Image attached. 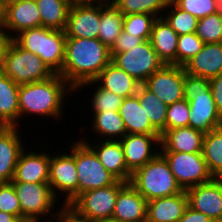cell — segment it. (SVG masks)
Listing matches in <instances>:
<instances>
[{
    "instance_id": "obj_1",
    "label": "cell",
    "mask_w": 222,
    "mask_h": 222,
    "mask_svg": "<svg viewBox=\"0 0 222 222\" xmlns=\"http://www.w3.org/2000/svg\"><path fill=\"white\" fill-rule=\"evenodd\" d=\"M110 49L98 38L66 37L65 60L61 75L75 90L94 81L111 62Z\"/></svg>"
},
{
    "instance_id": "obj_2",
    "label": "cell",
    "mask_w": 222,
    "mask_h": 222,
    "mask_svg": "<svg viewBox=\"0 0 222 222\" xmlns=\"http://www.w3.org/2000/svg\"><path fill=\"white\" fill-rule=\"evenodd\" d=\"M76 91L61 75L19 86V119L35 114L58 119L63 115L65 95ZM69 92V93H68Z\"/></svg>"
},
{
    "instance_id": "obj_3",
    "label": "cell",
    "mask_w": 222,
    "mask_h": 222,
    "mask_svg": "<svg viewBox=\"0 0 222 222\" xmlns=\"http://www.w3.org/2000/svg\"><path fill=\"white\" fill-rule=\"evenodd\" d=\"M183 94L189 102L191 128L206 134L222 127V117L217 111L209 79L185 73Z\"/></svg>"
},
{
    "instance_id": "obj_4",
    "label": "cell",
    "mask_w": 222,
    "mask_h": 222,
    "mask_svg": "<svg viewBox=\"0 0 222 222\" xmlns=\"http://www.w3.org/2000/svg\"><path fill=\"white\" fill-rule=\"evenodd\" d=\"M13 40L21 48L38 56L55 74L62 70L65 60L64 31L41 26L24 30Z\"/></svg>"
},
{
    "instance_id": "obj_5",
    "label": "cell",
    "mask_w": 222,
    "mask_h": 222,
    "mask_svg": "<svg viewBox=\"0 0 222 222\" xmlns=\"http://www.w3.org/2000/svg\"><path fill=\"white\" fill-rule=\"evenodd\" d=\"M147 201L181 193L169 163L159 153L146 165L137 169L129 182Z\"/></svg>"
},
{
    "instance_id": "obj_6",
    "label": "cell",
    "mask_w": 222,
    "mask_h": 222,
    "mask_svg": "<svg viewBox=\"0 0 222 222\" xmlns=\"http://www.w3.org/2000/svg\"><path fill=\"white\" fill-rule=\"evenodd\" d=\"M3 73L18 85L47 80L55 73L38 56L12 40Z\"/></svg>"
},
{
    "instance_id": "obj_7",
    "label": "cell",
    "mask_w": 222,
    "mask_h": 222,
    "mask_svg": "<svg viewBox=\"0 0 222 222\" xmlns=\"http://www.w3.org/2000/svg\"><path fill=\"white\" fill-rule=\"evenodd\" d=\"M75 164L78 172V196L88 190L115 184L118 179L100 163L93 149L84 141H75Z\"/></svg>"
},
{
    "instance_id": "obj_8",
    "label": "cell",
    "mask_w": 222,
    "mask_h": 222,
    "mask_svg": "<svg viewBox=\"0 0 222 222\" xmlns=\"http://www.w3.org/2000/svg\"><path fill=\"white\" fill-rule=\"evenodd\" d=\"M125 184L118 180L111 186L85 191L68 207L79 217L90 221L112 217L119 190Z\"/></svg>"
},
{
    "instance_id": "obj_9",
    "label": "cell",
    "mask_w": 222,
    "mask_h": 222,
    "mask_svg": "<svg viewBox=\"0 0 222 222\" xmlns=\"http://www.w3.org/2000/svg\"><path fill=\"white\" fill-rule=\"evenodd\" d=\"M11 183L20 202L21 218L28 222H39L40 217L51 215L58 199L49 183Z\"/></svg>"
},
{
    "instance_id": "obj_10",
    "label": "cell",
    "mask_w": 222,
    "mask_h": 222,
    "mask_svg": "<svg viewBox=\"0 0 222 222\" xmlns=\"http://www.w3.org/2000/svg\"><path fill=\"white\" fill-rule=\"evenodd\" d=\"M111 62L141 84L164 65L149 40L128 51L114 54Z\"/></svg>"
},
{
    "instance_id": "obj_11",
    "label": "cell",
    "mask_w": 222,
    "mask_h": 222,
    "mask_svg": "<svg viewBox=\"0 0 222 222\" xmlns=\"http://www.w3.org/2000/svg\"><path fill=\"white\" fill-rule=\"evenodd\" d=\"M182 190L213 179L202 153L160 152Z\"/></svg>"
},
{
    "instance_id": "obj_12",
    "label": "cell",
    "mask_w": 222,
    "mask_h": 222,
    "mask_svg": "<svg viewBox=\"0 0 222 222\" xmlns=\"http://www.w3.org/2000/svg\"><path fill=\"white\" fill-rule=\"evenodd\" d=\"M48 183L57 197L64 193L63 206H69L78 197V172L75 164V142L69 154L63 152L50 158Z\"/></svg>"
},
{
    "instance_id": "obj_13",
    "label": "cell",
    "mask_w": 222,
    "mask_h": 222,
    "mask_svg": "<svg viewBox=\"0 0 222 222\" xmlns=\"http://www.w3.org/2000/svg\"><path fill=\"white\" fill-rule=\"evenodd\" d=\"M184 66L164 64L154 72L143 85L164 104L170 105L184 99Z\"/></svg>"
},
{
    "instance_id": "obj_14",
    "label": "cell",
    "mask_w": 222,
    "mask_h": 222,
    "mask_svg": "<svg viewBox=\"0 0 222 222\" xmlns=\"http://www.w3.org/2000/svg\"><path fill=\"white\" fill-rule=\"evenodd\" d=\"M188 206L209 217L222 219V178L199 184L185 190Z\"/></svg>"
},
{
    "instance_id": "obj_15",
    "label": "cell",
    "mask_w": 222,
    "mask_h": 222,
    "mask_svg": "<svg viewBox=\"0 0 222 222\" xmlns=\"http://www.w3.org/2000/svg\"><path fill=\"white\" fill-rule=\"evenodd\" d=\"M1 26L6 29L11 38L24 30L41 27V18L36 1H4Z\"/></svg>"
},
{
    "instance_id": "obj_16",
    "label": "cell",
    "mask_w": 222,
    "mask_h": 222,
    "mask_svg": "<svg viewBox=\"0 0 222 222\" xmlns=\"http://www.w3.org/2000/svg\"><path fill=\"white\" fill-rule=\"evenodd\" d=\"M160 137L161 135L126 134L120 140L126 166L132 174L160 153V148L155 147H160Z\"/></svg>"
},
{
    "instance_id": "obj_17",
    "label": "cell",
    "mask_w": 222,
    "mask_h": 222,
    "mask_svg": "<svg viewBox=\"0 0 222 222\" xmlns=\"http://www.w3.org/2000/svg\"><path fill=\"white\" fill-rule=\"evenodd\" d=\"M100 4L71 5L64 30L66 37L98 38Z\"/></svg>"
},
{
    "instance_id": "obj_18",
    "label": "cell",
    "mask_w": 222,
    "mask_h": 222,
    "mask_svg": "<svg viewBox=\"0 0 222 222\" xmlns=\"http://www.w3.org/2000/svg\"><path fill=\"white\" fill-rule=\"evenodd\" d=\"M50 158L47 153L25 152L20 153L11 182L48 183Z\"/></svg>"
},
{
    "instance_id": "obj_19",
    "label": "cell",
    "mask_w": 222,
    "mask_h": 222,
    "mask_svg": "<svg viewBox=\"0 0 222 222\" xmlns=\"http://www.w3.org/2000/svg\"><path fill=\"white\" fill-rule=\"evenodd\" d=\"M17 126L0 130V183L11 182L20 153L25 149Z\"/></svg>"
},
{
    "instance_id": "obj_20",
    "label": "cell",
    "mask_w": 222,
    "mask_h": 222,
    "mask_svg": "<svg viewBox=\"0 0 222 222\" xmlns=\"http://www.w3.org/2000/svg\"><path fill=\"white\" fill-rule=\"evenodd\" d=\"M82 141L86 142L98 156L100 163L118 180L129 183L132 173L128 170L125 159L124 150L120 141L116 140H102L96 145L88 143L84 138Z\"/></svg>"
},
{
    "instance_id": "obj_21",
    "label": "cell",
    "mask_w": 222,
    "mask_h": 222,
    "mask_svg": "<svg viewBox=\"0 0 222 222\" xmlns=\"http://www.w3.org/2000/svg\"><path fill=\"white\" fill-rule=\"evenodd\" d=\"M147 202L130 183H126L119 190L112 217L120 222H146Z\"/></svg>"
},
{
    "instance_id": "obj_22",
    "label": "cell",
    "mask_w": 222,
    "mask_h": 222,
    "mask_svg": "<svg viewBox=\"0 0 222 222\" xmlns=\"http://www.w3.org/2000/svg\"><path fill=\"white\" fill-rule=\"evenodd\" d=\"M96 83H100L99 86L101 88L122 98L136 95L139 86L141 85L136 79L128 75L124 70L117 67L112 62L100 72L99 76L94 81H88L81 84L77 90L79 88L82 89L83 86H89L90 84L95 85Z\"/></svg>"
},
{
    "instance_id": "obj_23",
    "label": "cell",
    "mask_w": 222,
    "mask_h": 222,
    "mask_svg": "<svg viewBox=\"0 0 222 222\" xmlns=\"http://www.w3.org/2000/svg\"><path fill=\"white\" fill-rule=\"evenodd\" d=\"M204 135L190 126L165 130L160 137V152L202 153Z\"/></svg>"
},
{
    "instance_id": "obj_24",
    "label": "cell",
    "mask_w": 222,
    "mask_h": 222,
    "mask_svg": "<svg viewBox=\"0 0 222 222\" xmlns=\"http://www.w3.org/2000/svg\"><path fill=\"white\" fill-rule=\"evenodd\" d=\"M186 73L212 79L222 73V42L204 43L201 51L184 65Z\"/></svg>"
},
{
    "instance_id": "obj_25",
    "label": "cell",
    "mask_w": 222,
    "mask_h": 222,
    "mask_svg": "<svg viewBox=\"0 0 222 222\" xmlns=\"http://www.w3.org/2000/svg\"><path fill=\"white\" fill-rule=\"evenodd\" d=\"M187 207L185 190L179 194L150 200L147 202L146 222H178Z\"/></svg>"
},
{
    "instance_id": "obj_26",
    "label": "cell",
    "mask_w": 222,
    "mask_h": 222,
    "mask_svg": "<svg viewBox=\"0 0 222 222\" xmlns=\"http://www.w3.org/2000/svg\"><path fill=\"white\" fill-rule=\"evenodd\" d=\"M178 37L163 17H157L149 41L158 58L166 65H177Z\"/></svg>"
},
{
    "instance_id": "obj_27",
    "label": "cell",
    "mask_w": 222,
    "mask_h": 222,
    "mask_svg": "<svg viewBox=\"0 0 222 222\" xmlns=\"http://www.w3.org/2000/svg\"><path fill=\"white\" fill-rule=\"evenodd\" d=\"M118 112L124 122L126 134L161 135L151 125L137 95L124 98Z\"/></svg>"
},
{
    "instance_id": "obj_28",
    "label": "cell",
    "mask_w": 222,
    "mask_h": 222,
    "mask_svg": "<svg viewBox=\"0 0 222 222\" xmlns=\"http://www.w3.org/2000/svg\"><path fill=\"white\" fill-rule=\"evenodd\" d=\"M19 86L4 73H0V121L4 126L20 127Z\"/></svg>"
},
{
    "instance_id": "obj_29",
    "label": "cell",
    "mask_w": 222,
    "mask_h": 222,
    "mask_svg": "<svg viewBox=\"0 0 222 222\" xmlns=\"http://www.w3.org/2000/svg\"><path fill=\"white\" fill-rule=\"evenodd\" d=\"M124 15L113 5L100 4L98 39L109 49L123 31Z\"/></svg>"
},
{
    "instance_id": "obj_30",
    "label": "cell",
    "mask_w": 222,
    "mask_h": 222,
    "mask_svg": "<svg viewBox=\"0 0 222 222\" xmlns=\"http://www.w3.org/2000/svg\"><path fill=\"white\" fill-rule=\"evenodd\" d=\"M39 9L41 26L64 31L71 4L68 0H35Z\"/></svg>"
},
{
    "instance_id": "obj_31",
    "label": "cell",
    "mask_w": 222,
    "mask_h": 222,
    "mask_svg": "<svg viewBox=\"0 0 222 222\" xmlns=\"http://www.w3.org/2000/svg\"><path fill=\"white\" fill-rule=\"evenodd\" d=\"M92 130L104 140L120 141L126 135L124 122L118 111L93 112ZM106 138V139H105Z\"/></svg>"
},
{
    "instance_id": "obj_32",
    "label": "cell",
    "mask_w": 222,
    "mask_h": 222,
    "mask_svg": "<svg viewBox=\"0 0 222 222\" xmlns=\"http://www.w3.org/2000/svg\"><path fill=\"white\" fill-rule=\"evenodd\" d=\"M140 105L149 117L151 125L162 134L165 131V121L168 105L164 104L154 93L147 89L143 84L139 86L136 93Z\"/></svg>"
},
{
    "instance_id": "obj_33",
    "label": "cell",
    "mask_w": 222,
    "mask_h": 222,
    "mask_svg": "<svg viewBox=\"0 0 222 222\" xmlns=\"http://www.w3.org/2000/svg\"><path fill=\"white\" fill-rule=\"evenodd\" d=\"M202 155L213 178H222V127L204 135Z\"/></svg>"
},
{
    "instance_id": "obj_34",
    "label": "cell",
    "mask_w": 222,
    "mask_h": 222,
    "mask_svg": "<svg viewBox=\"0 0 222 222\" xmlns=\"http://www.w3.org/2000/svg\"><path fill=\"white\" fill-rule=\"evenodd\" d=\"M169 1L170 0H117L113 5L123 15L146 13L162 17L163 15H160V13L167 8Z\"/></svg>"
},
{
    "instance_id": "obj_35",
    "label": "cell",
    "mask_w": 222,
    "mask_h": 222,
    "mask_svg": "<svg viewBox=\"0 0 222 222\" xmlns=\"http://www.w3.org/2000/svg\"><path fill=\"white\" fill-rule=\"evenodd\" d=\"M166 9L168 13H166V17L165 15L162 17L179 36L196 32L198 18L182 11L172 1H169Z\"/></svg>"
},
{
    "instance_id": "obj_36",
    "label": "cell",
    "mask_w": 222,
    "mask_h": 222,
    "mask_svg": "<svg viewBox=\"0 0 222 222\" xmlns=\"http://www.w3.org/2000/svg\"><path fill=\"white\" fill-rule=\"evenodd\" d=\"M204 43L222 42V9L198 19L196 32Z\"/></svg>"
},
{
    "instance_id": "obj_37",
    "label": "cell",
    "mask_w": 222,
    "mask_h": 222,
    "mask_svg": "<svg viewBox=\"0 0 222 222\" xmlns=\"http://www.w3.org/2000/svg\"><path fill=\"white\" fill-rule=\"evenodd\" d=\"M157 16L146 13L124 15L123 31L149 40Z\"/></svg>"
},
{
    "instance_id": "obj_38",
    "label": "cell",
    "mask_w": 222,
    "mask_h": 222,
    "mask_svg": "<svg viewBox=\"0 0 222 222\" xmlns=\"http://www.w3.org/2000/svg\"><path fill=\"white\" fill-rule=\"evenodd\" d=\"M179 9L200 19L222 9L218 0H171Z\"/></svg>"
},
{
    "instance_id": "obj_39",
    "label": "cell",
    "mask_w": 222,
    "mask_h": 222,
    "mask_svg": "<svg viewBox=\"0 0 222 222\" xmlns=\"http://www.w3.org/2000/svg\"><path fill=\"white\" fill-rule=\"evenodd\" d=\"M203 46L204 42L196 33L180 35L177 42V65L184 66Z\"/></svg>"
},
{
    "instance_id": "obj_40",
    "label": "cell",
    "mask_w": 222,
    "mask_h": 222,
    "mask_svg": "<svg viewBox=\"0 0 222 222\" xmlns=\"http://www.w3.org/2000/svg\"><path fill=\"white\" fill-rule=\"evenodd\" d=\"M189 102L185 99L168 105L165 130L189 126Z\"/></svg>"
},
{
    "instance_id": "obj_41",
    "label": "cell",
    "mask_w": 222,
    "mask_h": 222,
    "mask_svg": "<svg viewBox=\"0 0 222 222\" xmlns=\"http://www.w3.org/2000/svg\"><path fill=\"white\" fill-rule=\"evenodd\" d=\"M96 87V91L94 94L92 93L91 99V109L93 112H102V111H118L119 107L121 106L123 99L116 94L106 91L105 89L101 88L99 84Z\"/></svg>"
},
{
    "instance_id": "obj_42",
    "label": "cell",
    "mask_w": 222,
    "mask_h": 222,
    "mask_svg": "<svg viewBox=\"0 0 222 222\" xmlns=\"http://www.w3.org/2000/svg\"><path fill=\"white\" fill-rule=\"evenodd\" d=\"M0 211L21 217L20 202L11 182L0 183Z\"/></svg>"
},
{
    "instance_id": "obj_43",
    "label": "cell",
    "mask_w": 222,
    "mask_h": 222,
    "mask_svg": "<svg viewBox=\"0 0 222 222\" xmlns=\"http://www.w3.org/2000/svg\"><path fill=\"white\" fill-rule=\"evenodd\" d=\"M144 40L141 37L122 31L116 42L110 49L111 57L116 53H122L130 50L135 45H140Z\"/></svg>"
},
{
    "instance_id": "obj_44",
    "label": "cell",
    "mask_w": 222,
    "mask_h": 222,
    "mask_svg": "<svg viewBox=\"0 0 222 222\" xmlns=\"http://www.w3.org/2000/svg\"><path fill=\"white\" fill-rule=\"evenodd\" d=\"M210 85L217 111L222 117V73L210 79Z\"/></svg>"
},
{
    "instance_id": "obj_45",
    "label": "cell",
    "mask_w": 222,
    "mask_h": 222,
    "mask_svg": "<svg viewBox=\"0 0 222 222\" xmlns=\"http://www.w3.org/2000/svg\"><path fill=\"white\" fill-rule=\"evenodd\" d=\"M54 212V219L59 222H92L90 220L79 217L74 211L68 206H63L60 210ZM56 213V214H55Z\"/></svg>"
},
{
    "instance_id": "obj_46",
    "label": "cell",
    "mask_w": 222,
    "mask_h": 222,
    "mask_svg": "<svg viewBox=\"0 0 222 222\" xmlns=\"http://www.w3.org/2000/svg\"><path fill=\"white\" fill-rule=\"evenodd\" d=\"M13 38H11L6 30L0 24V73H3L5 66V58Z\"/></svg>"
},
{
    "instance_id": "obj_47",
    "label": "cell",
    "mask_w": 222,
    "mask_h": 222,
    "mask_svg": "<svg viewBox=\"0 0 222 222\" xmlns=\"http://www.w3.org/2000/svg\"><path fill=\"white\" fill-rule=\"evenodd\" d=\"M212 220L203 213L196 211L189 206L178 222H211Z\"/></svg>"
},
{
    "instance_id": "obj_48",
    "label": "cell",
    "mask_w": 222,
    "mask_h": 222,
    "mask_svg": "<svg viewBox=\"0 0 222 222\" xmlns=\"http://www.w3.org/2000/svg\"><path fill=\"white\" fill-rule=\"evenodd\" d=\"M0 222H28L25 218L0 211Z\"/></svg>"
},
{
    "instance_id": "obj_49",
    "label": "cell",
    "mask_w": 222,
    "mask_h": 222,
    "mask_svg": "<svg viewBox=\"0 0 222 222\" xmlns=\"http://www.w3.org/2000/svg\"><path fill=\"white\" fill-rule=\"evenodd\" d=\"M71 5L97 4V0H68Z\"/></svg>"
},
{
    "instance_id": "obj_50",
    "label": "cell",
    "mask_w": 222,
    "mask_h": 222,
    "mask_svg": "<svg viewBox=\"0 0 222 222\" xmlns=\"http://www.w3.org/2000/svg\"><path fill=\"white\" fill-rule=\"evenodd\" d=\"M92 222H120V221L117 220L116 218L109 217V218H102V219L93 220Z\"/></svg>"
},
{
    "instance_id": "obj_51",
    "label": "cell",
    "mask_w": 222,
    "mask_h": 222,
    "mask_svg": "<svg viewBox=\"0 0 222 222\" xmlns=\"http://www.w3.org/2000/svg\"><path fill=\"white\" fill-rule=\"evenodd\" d=\"M4 1L5 0H0V24L3 19V14H4Z\"/></svg>"
},
{
    "instance_id": "obj_52",
    "label": "cell",
    "mask_w": 222,
    "mask_h": 222,
    "mask_svg": "<svg viewBox=\"0 0 222 222\" xmlns=\"http://www.w3.org/2000/svg\"><path fill=\"white\" fill-rule=\"evenodd\" d=\"M117 0H97L98 4L110 5L114 4Z\"/></svg>"
},
{
    "instance_id": "obj_53",
    "label": "cell",
    "mask_w": 222,
    "mask_h": 222,
    "mask_svg": "<svg viewBox=\"0 0 222 222\" xmlns=\"http://www.w3.org/2000/svg\"><path fill=\"white\" fill-rule=\"evenodd\" d=\"M5 1H33V0H5Z\"/></svg>"
},
{
    "instance_id": "obj_54",
    "label": "cell",
    "mask_w": 222,
    "mask_h": 222,
    "mask_svg": "<svg viewBox=\"0 0 222 222\" xmlns=\"http://www.w3.org/2000/svg\"><path fill=\"white\" fill-rule=\"evenodd\" d=\"M211 222H222V219L212 220Z\"/></svg>"
},
{
    "instance_id": "obj_55",
    "label": "cell",
    "mask_w": 222,
    "mask_h": 222,
    "mask_svg": "<svg viewBox=\"0 0 222 222\" xmlns=\"http://www.w3.org/2000/svg\"><path fill=\"white\" fill-rule=\"evenodd\" d=\"M3 127H5L3 124H2V122L0 121V130L3 128Z\"/></svg>"
}]
</instances>
